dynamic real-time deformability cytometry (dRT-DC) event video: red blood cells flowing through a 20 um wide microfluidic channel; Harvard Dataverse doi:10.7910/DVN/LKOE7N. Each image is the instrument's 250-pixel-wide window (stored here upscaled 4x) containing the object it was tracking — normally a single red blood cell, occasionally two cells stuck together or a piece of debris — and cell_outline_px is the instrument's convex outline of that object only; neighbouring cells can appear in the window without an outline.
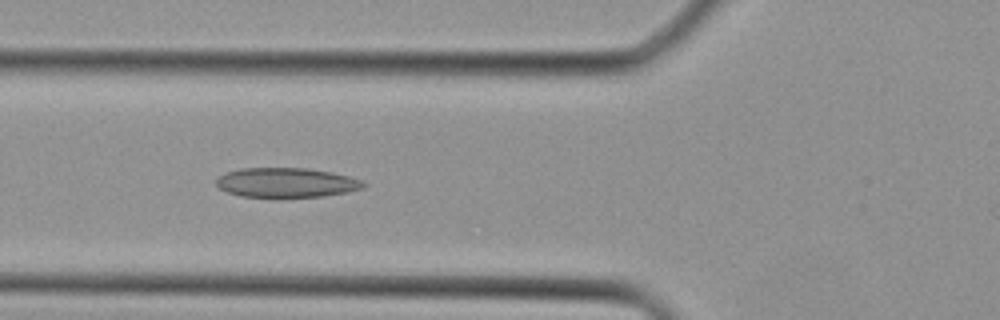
{"species": "Egyptian fruit bat (a non-hibernating species)", "species_latin": "Rousettus aegyptiacus", "temperature_condition": "cold", "stored_images_in_passage": 32, "camera_frame_rate_fps": 3000, "um_per_image_px": 0.085, "animal": {"sex": "female"}, "frame": {"image": 1, "passage_image": 13, "time_ms": 4.0, "image_size_px": [1000, 320], "cell_outline_px": [[368, 184], [364, 188], [348, 192], [324, 196], [276, 200], [240, 196], [228, 192], [220, 188], [216, 184], [216, 180], [224, 172], [240, 168], [308, 168], [332, 172], [348, 176], [360, 180]], "centroid_in_image_um": [24.33, 15.56], "position_along_channel_um": 101.5, "area_um2": 26.41}}
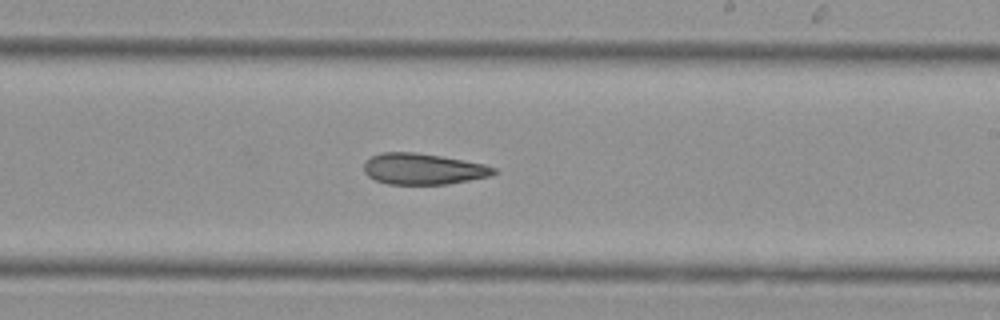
{"frame": {"image": 2, "passage_image": 22, "time_ms": 7.0, "image_size_px": [1000, 320], "cell_outline_px": [[500, 172], [492, 176], [448, 184], [388, 184], [376, 180], [368, 176], [364, 172], [364, 164], [372, 156], [384, 152], [416, 152], [440, 156], [484, 164], [496, 168]], "centroid_in_image_um": [36.01, 14.37], "position_along_channel_um": 253.0, "area_um2": 23.52}}
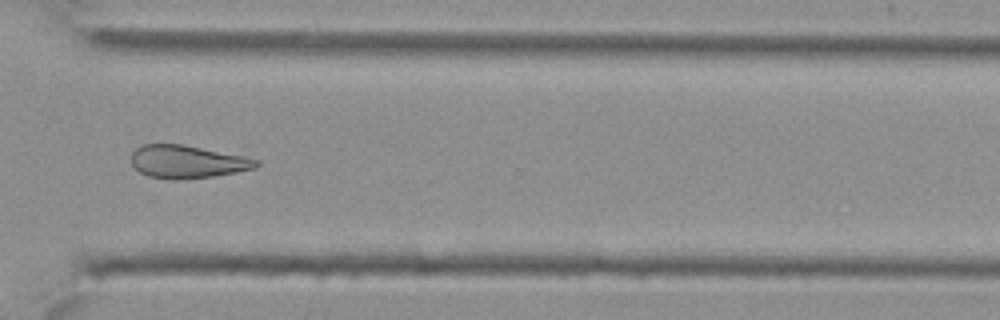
{"frame": {"image": 3, "passage_image": 28, "time_ms": 9.0, "image_size_px": [1000, 320], "cell_outline_px": [[260, 164], [256, 168], [236, 172], [212, 176], [148, 176], [140, 172], [132, 164], [132, 152], [136, 148], [144, 144], [184, 144], [244, 156], [260, 160]], "centroid_in_image_um": [15.97, 13.69], "position_along_channel_um": 354.6, "area_um2": 23.0}}